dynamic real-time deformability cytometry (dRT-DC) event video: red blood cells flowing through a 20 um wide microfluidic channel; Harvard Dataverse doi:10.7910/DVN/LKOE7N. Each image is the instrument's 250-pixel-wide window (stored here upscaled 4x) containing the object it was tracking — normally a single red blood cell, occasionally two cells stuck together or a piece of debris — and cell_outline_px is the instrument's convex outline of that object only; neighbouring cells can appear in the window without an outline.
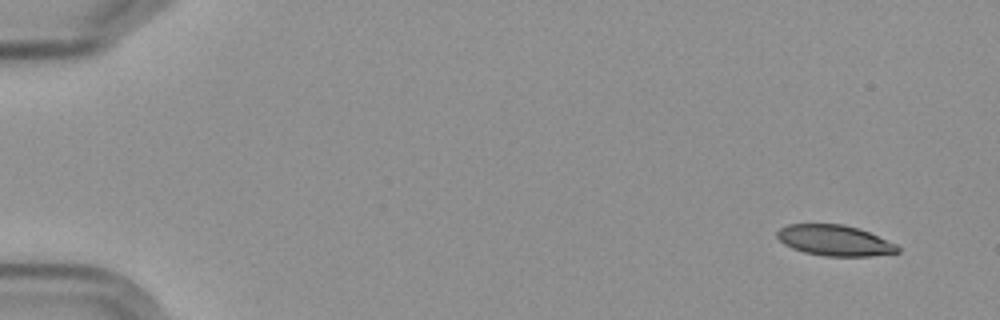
{"species": "Egyptian fruit bat (a non-hibernating species)", "species_latin": "Rousettus aegyptiacus", "temperature_condition": "cold", "stored_images_in_passage": 5, "camera_frame_rate_fps": 3000, "um_per_image_px": 0.085, "frame": {"image": 1, "passage_image": 1, "time_ms": 0.0, "image_size_px": [1000, 320], "cell_outline_px": [[900, 252], [868, 256], [824, 256], [804, 252], [792, 248], [784, 244], [776, 236], [776, 232], [780, 228], [788, 224], [844, 224], [860, 228], [896, 244], [900, 248]], "centroid_in_image_um": [70.94, 20.43], "position_along_channel_um": 14.1, "area_um2": 21.62}}
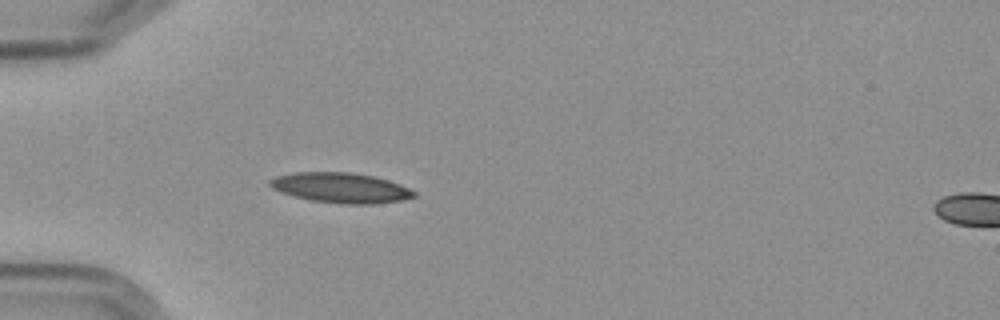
{"frame": {"image": 2, "passage_image": 5, "time_ms": 4.667, "image_size_px": [1000, 320], "cell_outline_px": [[416, 196], [400, 200], [372, 204], [344, 204], [312, 200], [296, 196], [272, 188], [268, 184], [268, 180], [276, 176], [296, 172], [352, 172], [372, 176], [388, 180], [400, 184], [416, 192]], "centroid_in_image_um": [28.97, 15.95], "position_along_channel_um": 56.0, "area_um2": 25.03}}